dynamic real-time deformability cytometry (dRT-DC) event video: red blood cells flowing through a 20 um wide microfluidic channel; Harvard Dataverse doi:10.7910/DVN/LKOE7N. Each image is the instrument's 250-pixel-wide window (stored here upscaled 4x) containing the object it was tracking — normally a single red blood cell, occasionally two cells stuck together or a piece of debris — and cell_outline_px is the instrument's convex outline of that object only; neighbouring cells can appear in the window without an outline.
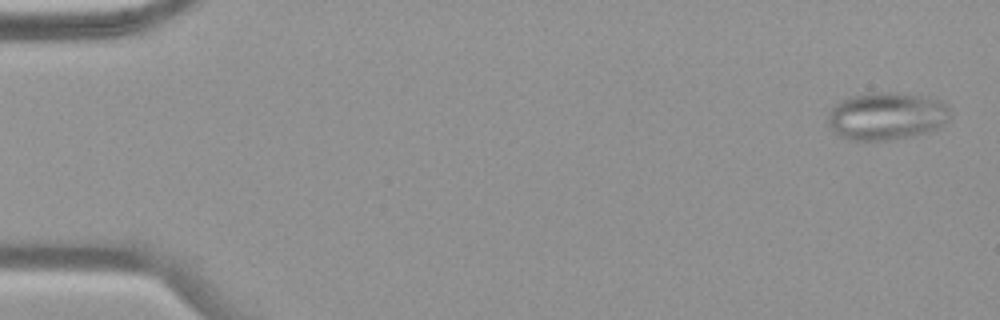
{"species": "common noctule bat (a hibernating species)", "species_latin": "Nyctalus noctula", "temperature_condition": "warm", "stored_images_in_passage": 54, "camera_frame_rate_fps": 3000, "um_per_image_px": 0.085, "animal": {"sex": "female", "body_mass_g": 19.9}, "frame": {"image": 1, "passage_image": 2, "time_ms": 0.333, "image_size_px": [1000, 320], "cell_outline_px": [[948, 120], [936, 128], [924, 132], [908, 136], [888, 140], [848, 140], [840, 136], [828, 124], [828, 116], [832, 108], [836, 104], [852, 96], [872, 92], [892, 92], [924, 96], [940, 100], [948, 108]], "centroid_in_image_um": [75.33, 9.86], "position_along_channel_um": 9.7, "area_um2": 33.35}}
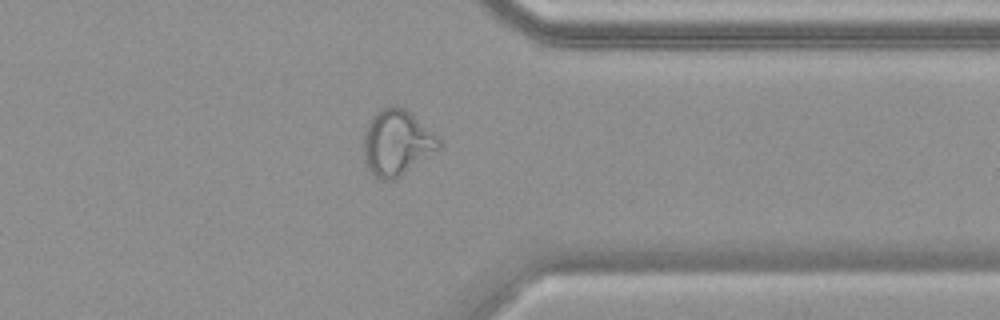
{"frame": {"image": 2, "passage_image": 43, "time_ms": 14.0, "image_size_px": [1000, 320], "cell_outline_px": [[440, 148], [396, 180], [380, 180], [368, 168], [364, 160], [364, 132], [372, 116], [376, 112], [388, 104], [396, 104], [404, 108], [440, 136]], "centroid_in_image_um": [33.74, 12.11], "position_along_channel_um": 377.7, "area_um2": 29.07}}
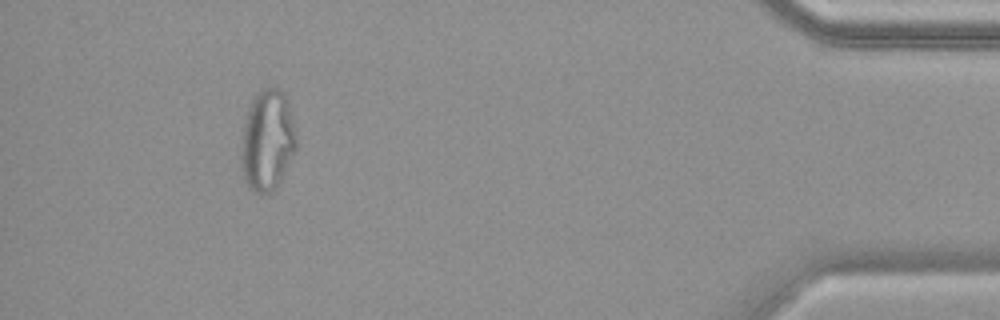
{"frame": {"image": 3, "passage_image": 50, "time_ms": 16.333, "image_size_px": [1000, 320], "cell_outline_px": [[296, 148], [280, 180], [268, 192], [256, 192], [248, 184], [244, 176], [244, 124], [248, 108], [252, 100], [260, 88], [280, 88], [284, 92], [288, 100], [296, 136]], "centroid_in_image_um": [22.78, 11.82], "position_along_channel_um": 412.4, "area_um2": 31.1}}